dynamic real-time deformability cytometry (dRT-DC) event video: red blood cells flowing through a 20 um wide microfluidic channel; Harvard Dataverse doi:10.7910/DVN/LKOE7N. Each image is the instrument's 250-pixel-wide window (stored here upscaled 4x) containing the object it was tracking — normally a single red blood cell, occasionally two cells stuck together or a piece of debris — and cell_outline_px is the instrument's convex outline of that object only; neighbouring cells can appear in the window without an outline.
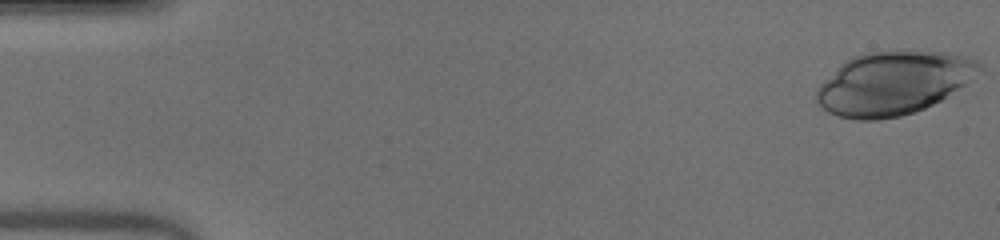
{"species": "human", "species_latin": "Homo sapiens", "temperature_condition": "warm", "stored_images_in_passage": 44, "camera_frame_rate_fps": 3000, "um_per_image_px": 0.085, "donor": {"sex": "male"}, "frame": {"image": 1, "passage_image": 1, "time_ms": 0.0, "image_size_px": [1000, 240], "cell_outline_px": [[980, 68], [972, 80], [940, 100], [924, 108], [900, 116], [876, 120], [856, 120], [836, 116], [828, 112], [816, 104], [816, 88], [840, 64], [852, 56], [868, 52], [896, 48], [900, 48], [944, 52], [976, 60], [980, 64]], "centroid_in_image_um": [75.88, 7.04], "position_along_channel_um": 9.1, "area_um2": 60.57}}